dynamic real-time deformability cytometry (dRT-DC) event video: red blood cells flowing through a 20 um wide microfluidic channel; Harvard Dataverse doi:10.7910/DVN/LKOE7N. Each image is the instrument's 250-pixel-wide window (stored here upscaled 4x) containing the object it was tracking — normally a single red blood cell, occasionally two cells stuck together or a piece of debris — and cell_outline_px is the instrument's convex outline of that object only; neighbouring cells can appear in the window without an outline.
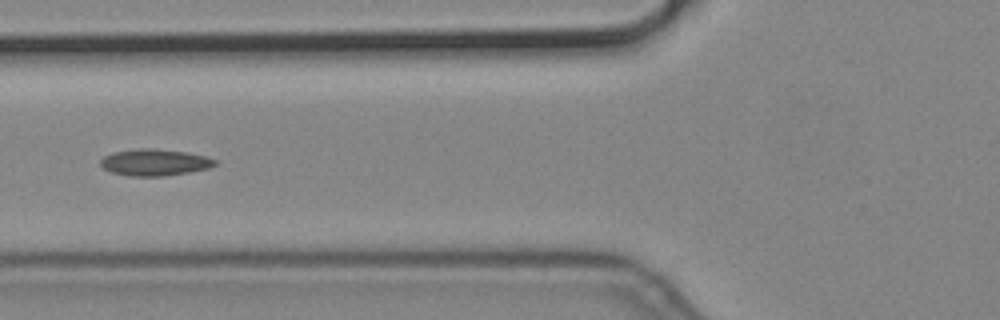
{"species": "common noctule bat (a hibernating species)", "species_latin": "Nyctalus noctula", "temperature_condition": "cold", "stored_images_in_passage": 12, "camera_frame_rate_fps": 3000, "um_per_image_px": 0.085, "animal": {"sex": "male", "body_mass_g": 19.2, "forearm_length_mm": 51.8}, "frame": {"image": 1, "passage_image": 6, "time_ms": 1.667, "image_size_px": [1000, 320], "cell_outline_px": [[216, 164], [208, 168], [188, 172], [164, 176], [128, 176], [112, 172], [104, 168], [100, 164], [100, 160], [104, 156], [112, 152], [140, 148], [156, 148], [188, 152], [204, 156], [216, 160]], "centroid_in_image_um": [13.12, 13.79], "position_along_channel_um": 112.7, "area_um2": 17.74}}
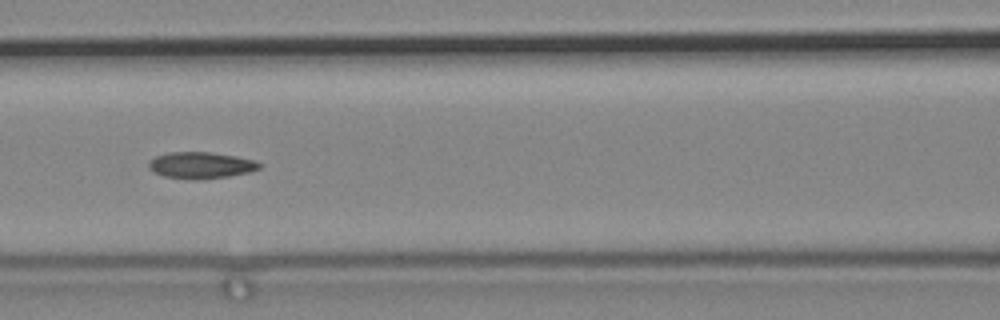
{"frame": {"image": 2, "passage_image": 9, "time_ms": 2.667, "image_size_px": [1000, 320], "cell_outline_px": [[264, 164], [260, 168], [248, 172], [228, 176], [196, 180], [164, 176], [148, 168], [148, 160], [156, 156], [168, 152], [212, 152], [236, 156], [256, 160]], "centroid_in_image_um": [17.09, 14.03], "position_along_channel_um": 149.5, "area_um2": 17.17}}